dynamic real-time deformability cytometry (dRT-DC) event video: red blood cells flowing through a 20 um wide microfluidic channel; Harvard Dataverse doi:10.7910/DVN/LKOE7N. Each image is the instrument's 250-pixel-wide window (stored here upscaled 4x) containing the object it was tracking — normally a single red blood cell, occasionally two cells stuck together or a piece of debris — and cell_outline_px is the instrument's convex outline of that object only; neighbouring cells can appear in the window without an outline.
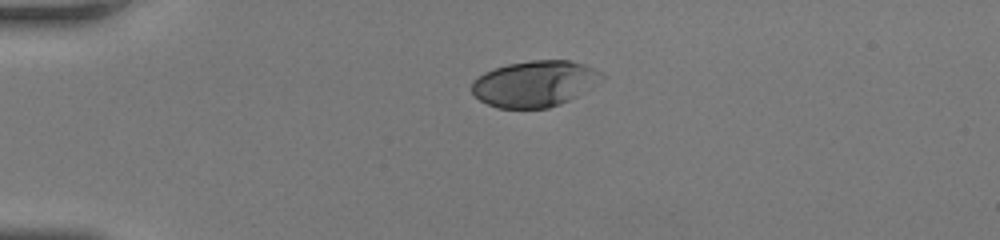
{"species": "human", "species_latin": "Homo sapiens", "temperature_condition": "room temperature", "stored_images_in_passage": 39, "camera_frame_rate_fps": 3000, "um_per_image_px": 0.085, "donor": {"sex": "female"}, "frame": {"image": 1, "passage_image": 1, "time_ms": 0.0, "image_size_px": [1000, 240], "cell_outline_px": [[608, 76], [604, 80], [576, 96], [560, 104], [548, 108], [496, 108], [480, 100], [472, 92], [472, 80], [484, 72], [508, 64], [532, 60], [568, 60], [584, 64], [604, 72]], "centroid_in_image_um": [45.49, 7.1], "position_along_channel_um": 39.5, "area_um2": 35.08}}
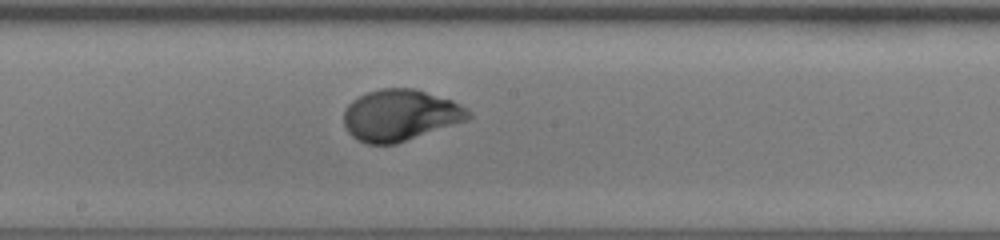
{"frame": {"image": 2, "passage_image": 17, "time_ms": 5.333, "image_size_px": [1000, 240], "cell_outline_px": [[472, 116], [468, 120], [396, 144], [364, 144], [356, 140], [348, 132], [344, 124], [344, 108], [352, 100], [368, 92], [380, 88], [416, 88], [452, 100], [460, 104], [472, 112]], "centroid_in_image_um": [34.02, 9.79], "position_along_channel_um": 214.2, "area_um2": 37.63}}
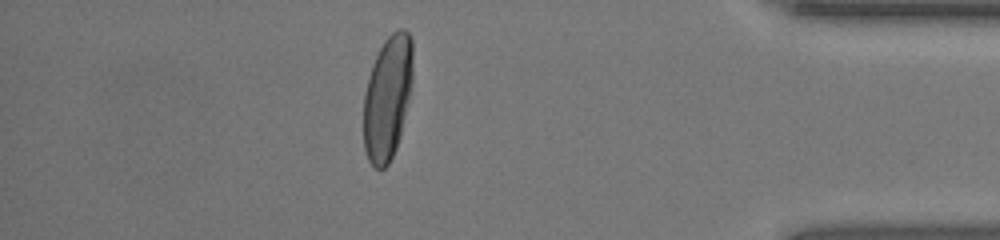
{"frame": {"image": 3, "passage_image": 33, "time_ms": 10.667, "image_size_px": [1000, 240], "cell_outline_px": [[412, 80], [408, 100], [400, 136], [396, 148], [388, 164], [384, 168], [376, 168], [368, 160], [364, 148], [364, 92], [368, 76], [372, 64], [384, 40], [392, 32], [400, 28], [404, 28], [408, 32], [412, 40]], "centroid_in_image_um": [32.93, 8.27], "position_along_channel_um": 402.3, "area_um2": 35.49}, "authors_computed_cell_mechanics": {"area_um2": 36.3562, "velocity_mm_per_s": 4.1584, "shape_relaxation_time_tau1_ms": 3.0261, "shape_relaxation_time_tau2_ms": null, "deformation_change_tau1": 0.1829, "deformation_change_tau2": null}}